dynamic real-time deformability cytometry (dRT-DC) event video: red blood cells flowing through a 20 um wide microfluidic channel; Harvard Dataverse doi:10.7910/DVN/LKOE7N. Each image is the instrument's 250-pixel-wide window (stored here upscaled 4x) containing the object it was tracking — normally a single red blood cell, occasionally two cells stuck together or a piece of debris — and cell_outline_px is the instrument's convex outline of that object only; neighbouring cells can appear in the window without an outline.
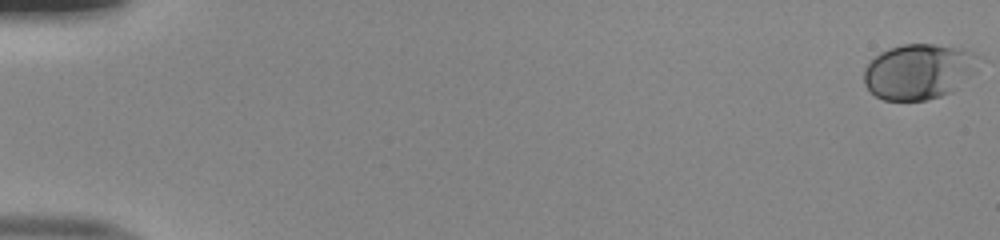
{"species": "human", "species_latin": "Homo sapiens", "temperature_condition": "room temperature", "stored_images_in_passage": 53, "camera_frame_rate_fps": 3000, "um_per_image_px": 0.085, "donor": {"sex": "male"}, "frame": {"image": 1, "passage_image": 1, "time_ms": 0.0, "image_size_px": [1000, 240], "cell_outline_px": [[980, 56], [968, 72], [952, 92], [928, 100], [884, 100], [876, 96], [864, 84], [864, 68], [880, 52], [904, 44], [932, 44], [960, 48], [972, 52]], "centroid_in_image_um": [78.0, 6.08], "position_along_channel_um": 7.0, "area_um2": 36.01}}
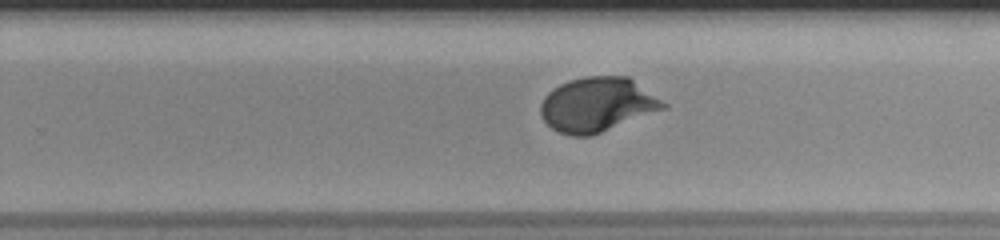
{"frame": {"image": 2, "passage_image": 35, "time_ms": 11.333, "image_size_px": [1000, 240], "cell_outline_px": [[668, 108], [592, 136], [572, 136], [560, 132], [552, 128], [544, 120], [540, 112], [540, 104], [544, 96], [552, 88], [568, 80], [584, 76], [628, 76], [668, 104]], "centroid_in_image_um": [50.78, 8.89], "position_along_channel_um": 279.0, "area_um2": 39.19}}
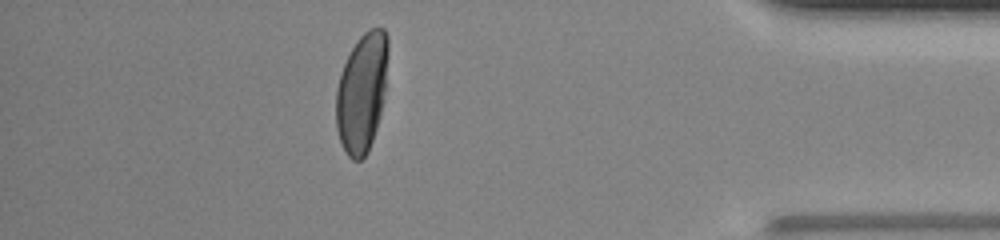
{"frame": {"image": 3, "passage_image": 47, "time_ms": 15.333, "image_size_px": [1000, 240], "cell_outline_px": [[388, 52], [384, 100], [380, 116], [368, 152], [360, 160], [352, 160], [348, 156], [340, 140], [336, 128], [336, 88], [344, 64], [352, 48], [360, 36], [368, 28], [384, 28], [388, 36]], "centroid_in_image_um": [30.77, 7.85], "position_along_channel_um": 404.4, "area_um2": 36.13}, "authors_computed_cell_mechanics": {"area_um2": 36.3562, "velocity_mm_per_s": 4.0181, "shape_relaxation_time_tau1_ms": 3.4548, "shape_relaxation_time_tau2_ms": null, "deformation_change_tau1": 0.1685, "deformation_change_tau2": null}}